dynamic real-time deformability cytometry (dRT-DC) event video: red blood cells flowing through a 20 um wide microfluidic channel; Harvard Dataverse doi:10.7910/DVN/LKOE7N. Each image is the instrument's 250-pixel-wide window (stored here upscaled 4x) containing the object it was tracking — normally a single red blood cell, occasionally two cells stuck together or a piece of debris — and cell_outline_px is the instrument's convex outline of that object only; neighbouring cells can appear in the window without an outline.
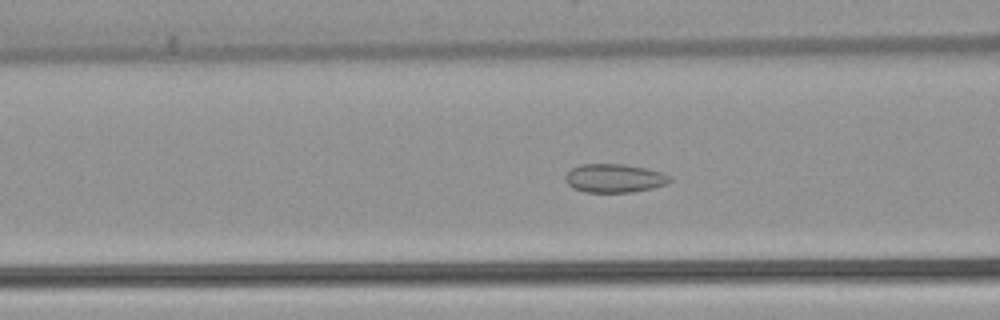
{"species": "common noctule bat (a hibernating species)", "species_latin": "Nyctalus noctula", "temperature_condition": "warm", "stored_images_in_passage": 53, "camera_frame_rate_fps": 3000, "um_per_image_px": 0.085, "animal": {"sex": "female", "body_mass_g": 22.7, "forearm_length_mm": 54.2}, "frame": {"image": 1, "passage_image": 20, "time_ms": 6.333, "image_size_px": [1000, 320], "cell_outline_px": [[672, 180], [664, 184], [652, 188], [632, 192], [584, 192], [572, 188], [564, 180], [564, 176], [572, 168], [580, 164], [624, 164], [664, 172], [672, 176]], "centroid_in_image_um": [52.21, 15.14], "position_along_channel_um": 114.4, "area_um2": 17.51}}
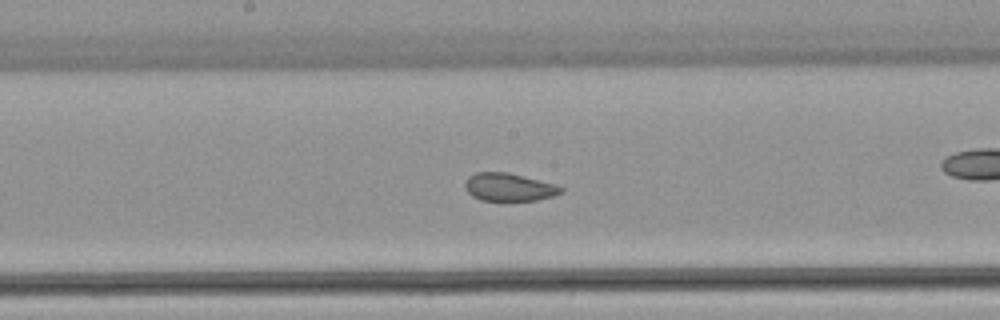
{"frame": {"image": 2, "passage_image": 27, "time_ms": 8.667, "image_size_px": [1000, 320], "cell_outline_px": [[564, 192], [552, 196], [536, 200], [480, 200], [472, 196], [464, 188], [464, 184], [468, 176], [476, 172], [508, 172], [556, 184], [564, 188]], "centroid_in_image_um": [43.26, 15.89], "position_along_channel_um": 204.9, "area_um2": 15.66}}
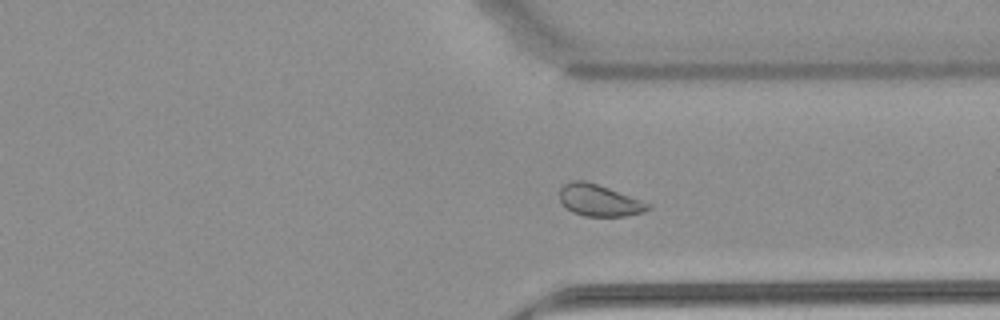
{"frame": {"image": 3, "passage_image": 39, "time_ms": 12.667, "image_size_px": [1000, 320], "cell_outline_px": [[652, 208], [644, 212], [624, 216], [584, 216], [572, 212], [560, 200], [560, 188], [564, 184], [572, 180], [584, 180], [608, 188], [652, 204]], "centroid_in_image_um": [50.95, 17.03], "position_along_channel_um": 360.5, "area_um2": 16.18}, "authors_computed_cell_mechanics": {"area_um2": 18.207, "velocity_mm_per_s": 3.8779, "shape_relaxation_time_tau1_ms": null, "shape_relaxation_time_tau2_ms": 1.1379, "deformation_change_tau1": null, "deformation_change_tau2": 0.0612}}